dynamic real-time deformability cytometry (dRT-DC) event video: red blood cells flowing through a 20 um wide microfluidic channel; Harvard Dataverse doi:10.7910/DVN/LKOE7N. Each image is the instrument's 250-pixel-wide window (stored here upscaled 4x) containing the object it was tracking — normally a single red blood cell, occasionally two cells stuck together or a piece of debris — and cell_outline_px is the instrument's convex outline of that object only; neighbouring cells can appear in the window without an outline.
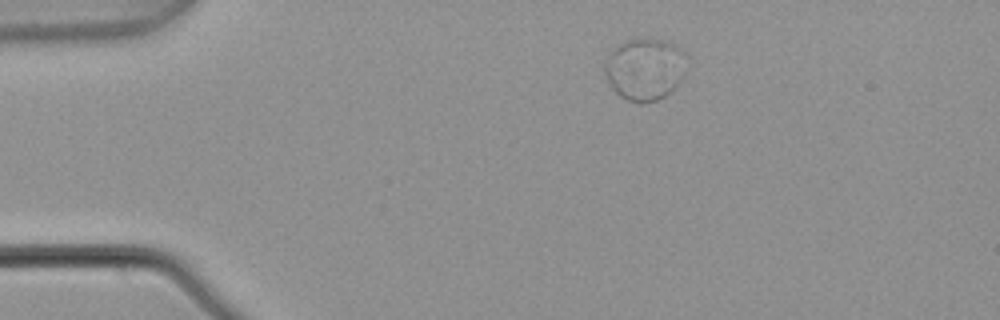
{"species": "common noctule bat (a hibernating species)", "species_latin": "Nyctalus noctula", "temperature_condition": "warm", "stored_images_in_passage": 2, "segment_of_instrument_passage": [2, 2], "camera_frame_rate_fps": 3000, "um_per_image_px": 0.085, "animal": {"sex": "male", "body_mass_g": 21.5, "forearm_length_mm": 52.0}, "frame": {"image": 1, "passage_image": 2, "time_ms": 0.333, "image_size_px": [1000, 320], "cell_outline_px": [[688, 68], [684, 76], [664, 96], [656, 100], [640, 104], [628, 100], [620, 96], [612, 88], [604, 72], [604, 64], [608, 52], [620, 44], [628, 40], [648, 36], [652, 36], [668, 40], [680, 48], [684, 52]], "centroid_in_image_um": [54.82, 5.82], "position_along_channel_um": 30.2, "area_um2": 30.23}}